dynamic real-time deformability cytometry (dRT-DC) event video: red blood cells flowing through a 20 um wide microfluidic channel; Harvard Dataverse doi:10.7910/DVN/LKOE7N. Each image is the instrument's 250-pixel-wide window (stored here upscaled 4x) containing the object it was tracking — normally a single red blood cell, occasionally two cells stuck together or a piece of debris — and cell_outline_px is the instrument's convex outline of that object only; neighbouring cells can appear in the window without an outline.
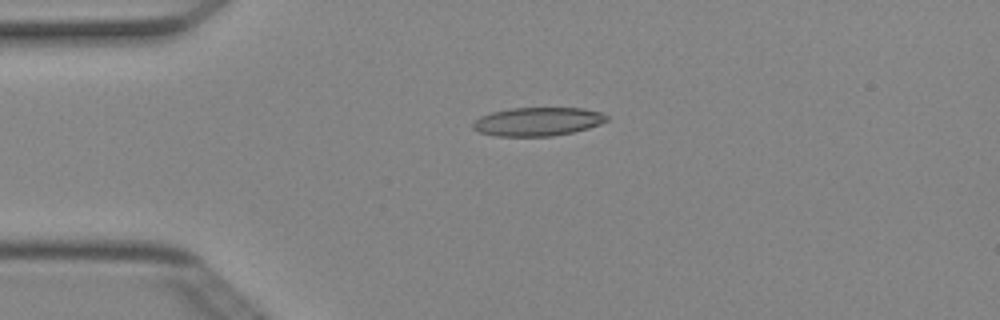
{"species": "Egyptian fruit bat (a non-hibernating species)", "species_latin": "Rousettus aegyptiacus", "temperature_condition": "cold", "stored_images_in_passage": 4, "camera_frame_rate_fps": 3000, "um_per_image_px": 0.085, "animal": {"sex": "female"}, "frame": {"image": 1, "passage_image": 3, "time_ms": 0.667, "image_size_px": [1000, 320], "cell_outline_px": [[608, 120], [600, 124], [588, 128], [572, 132], [552, 136], [496, 136], [480, 132], [472, 128], [472, 124], [480, 116], [492, 112], [508, 108], [584, 108], [600, 112], [608, 116]], "centroid_in_image_um": [45.7, 10.33], "position_along_channel_um": 39.3, "area_um2": 22.25}}